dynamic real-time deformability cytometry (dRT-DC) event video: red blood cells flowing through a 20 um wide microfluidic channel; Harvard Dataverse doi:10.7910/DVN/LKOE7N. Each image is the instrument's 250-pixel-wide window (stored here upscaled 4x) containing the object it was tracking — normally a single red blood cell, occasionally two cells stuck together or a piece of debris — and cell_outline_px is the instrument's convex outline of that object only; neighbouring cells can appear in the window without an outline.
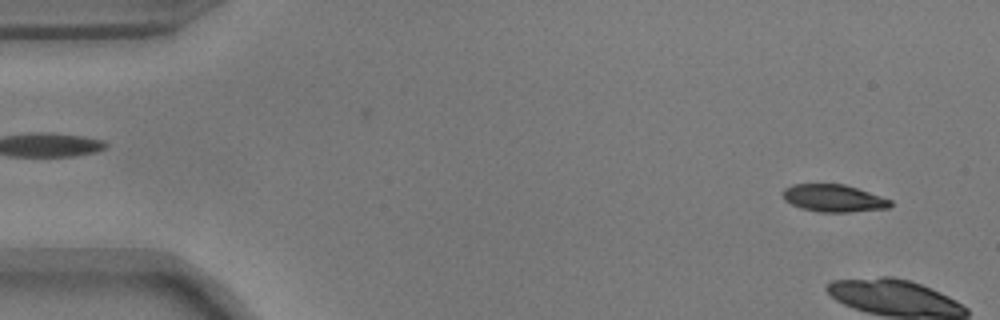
{"species": "common noctule bat (a hibernating species)", "species_latin": "Nyctalus noctula", "temperature_condition": "warm", "stored_images_in_passage": 6, "camera_frame_rate_fps": 3000, "um_per_image_px": 0.085, "animal": {"sex": "male", "body_mass_g": 17.9}, "frame": {"image": 1, "passage_image": 3, "time_ms": 0.667, "image_size_px": [1000, 320], "cell_outline_px": [[892, 204], [888, 208], [848, 212], [820, 212], [800, 208], [784, 200], [780, 192], [784, 188], [792, 184], [844, 184], [892, 200]], "centroid_in_image_um": [70.8, 16.84], "position_along_channel_um": 14.2, "area_um2": 17.17}}